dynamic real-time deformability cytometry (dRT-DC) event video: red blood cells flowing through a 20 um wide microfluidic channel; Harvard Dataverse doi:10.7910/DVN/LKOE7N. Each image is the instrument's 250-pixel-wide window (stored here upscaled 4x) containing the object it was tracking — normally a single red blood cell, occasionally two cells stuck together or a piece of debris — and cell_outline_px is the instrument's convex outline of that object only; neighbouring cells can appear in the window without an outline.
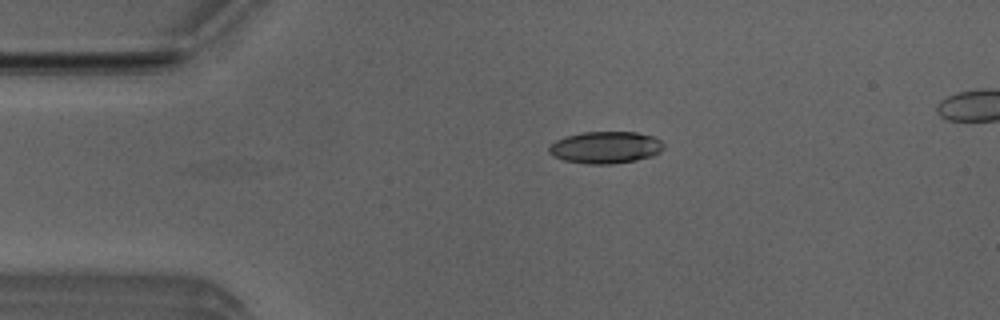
{"species": "Egyptian fruit bat (a non-hibernating species)", "species_latin": "Rousettus aegyptiacus", "temperature_condition": "room temperature", "stored_images_in_passage": 4, "camera_frame_rate_fps": 3000, "um_per_image_px": 0.085, "animal": {"sex": "male"}, "frame": {"image": 1, "passage_image": 1, "time_ms": 0.0, "image_size_px": [1000, 320], "cell_outline_px": [[664, 148], [660, 152], [652, 156], [636, 160], [612, 164], [588, 164], [564, 160], [552, 156], [548, 152], [548, 148], [556, 140], [564, 136], [580, 132], [636, 132], [656, 136], [664, 144]], "centroid_in_image_um": [51.48, 12.52], "position_along_channel_um": 33.5, "area_um2": 21.62}}